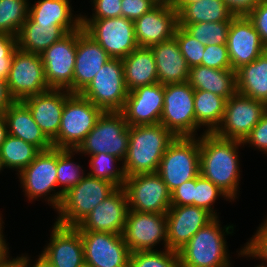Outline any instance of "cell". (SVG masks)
<instances>
[{"instance_id": "1", "label": "cell", "mask_w": 267, "mask_h": 267, "mask_svg": "<svg viewBox=\"0 0 267 267\" xmlns=\"http://www.w3.org/2000/svg\"><path fill=\"white\" fill-rule=\"evenodd\" d=\"M200 175L218 186L230 199L237 197L240 169L238 140L224 139L215 133L200 135Z\"/></svg>"}, {"instance_id": "2", "label": "cell", "mask_w": 267, "mask_h": 267, "mask_svg": "<svg viewBox=\"0 0 267 267\" xmlns=\"http://www.w3.org/2000/svg\"><path fill=\"white\" fill-rule=\"evenodd\" d=\"M175 136L161 123L129 126V145L122 162L126 176L156 173L161 158Z\"/></svg>"}, {"instance_id": "3", "label": "cell", "mask_w": 267, "mask_h": 267, "mask_svg": "<svg viewBox=\"0 0 267 267\" xmlns=\"http://www.w3.org/2000/svg\"><path fill=\"white\" fill-rule=\"evenodd\" d=\"M220 226L218 217H215L192 236L178 251L180 267L231 266L224 236L233 233L234 227L226 225L223 229Z\"/></svg>"}, {"instance_id": "4", "label": "cell", "mask_w": 267, "mask_h": 267, "mask_svg": "<svg viewBox=\"0 0 267 267\" xmlns=\"http://www.w3.org/2000/svg\"><path fill=\"white\" fill-rule=\"evenodd\" d=\"M116 189L114 184L87 173L75 186L63 194L57 209L59 216L55 222L64 226H77Z\"/></svg>"}, {"instance_id": "5", "label": "cell", "mask_w": 267, "mask_h": 267, "mask_svg": "<svg viewBox=\"0 0 267 267\" xmlns=\"http://www.w3.org/2000/svg\"><path fill=\"white\" fill-rule=\"evenodd\" d=\"M129 145V126L121 111H103L93 129L75 149L78 153H106L124 161Z\"/></svg>"}, {"instance_id": "6", "label": "cell", "mask_w": 267, "mask_h": 267, "mask_svg": "<svg viewBox=\"0 0 267 267\" xmlns=\"http://www.w3.org/2000/svg\"><path fill=\"white\" fill-rule=\"evenodd\" d=\"M103 110L80 93H71L65 100L54 148L76 149L93 129Z\"/></svg>"}, {"instance_id": "7", "label": "cell", "mask_w": 267, "mask_h": 267, "mask_svg": "<svg viewBox=\"0 0 267 267\" xmlns=\"http://www.w3.org/2000/svg\"><path fill=\"white\" fill-rule=\"evenodd\" d=\"M200 137H175L164 153L157 173L172 192L200 174Z\"/></svg>"}, {"instance_id": "8", "label": "cell", "mask_w": 267, "mask_h": 267, "mask_svg": "<svg viewBox=\"0 0 267 267\" xmlns=\"http://www.w3.org/2000/svg\"><path fill=\"white\" fill-rule=\"evenodd\" d=\"M194 92L189 82L164 85V106L160 122L175 137H195L197 129Z\"/></svg>"}, {"instance_id": "9", "label": "cell", "mask_w": 267, "mask_h": 267, "mask_svg": "<svg viewBox=\"0 0 267 267\" xmlns=\"http://www.w3.org/2000/svg\"><path fill=\"white\" fill-rule=\"evenodd\" d=\"M84 32L97 42L111 58L124 59L138 48L134 22L124 17L81 19Z\"/></svg>"}, {"instance_id": "10", "label": "cell", "mask_w": 267, "mask_h": 267, "mask_svg": "<svg viewBox=\"0 0 267 267\" xmlns=\"http://www.w3.org/2000/svg\"><path fill=\"white\" fill-rule=\"evenodd\" d=\"M128 93L122 59L111 58L80 94L103 111H121Z\"/></svg>"}, {"instance_id": "11", "label": "cell", "mask_w": 267, "mask_h": 267, "mask_svg": "<svg viewBox=\"0 0 267 267\" xmlns=\"http://www.w3.org/2000/svg\"><path fill=\"white\" fill-rule=\"evenodd\" d=\"M20 175V176H19ZM25 196L29 201L46 196L48 204L58 209L62 201L61 191L50 194L58 188L57 148L41 151L36 158L18 174ZM50 196H48L49 194ZM48 196V197H47Z\"/></svg>"}, {"instance_id": "12", "label": "cell", "mask_w": 267, "mask_h": 267, "mask_svg": "<svg viewBox=\"0 0 267 267\" xmlns=\"http://www.w3.org/2000/svg\"><path fill=\"white\" fill-rule=\"evenodd\" d=\"M6 83L9 95L14 101H22L50 90L40 54L17 48L13 54Z\"/></svg>"}, {"instance_id": "13", "label": "cell", "mask_w": 267, "mask_h": 267, "mask_svg": "<svg viewBox=\"0 0 267 267\" xmlns=\"http://www.w3.org/2000/svg\"><path fill=\"white\" fill-rule=\"evenodd\" d=\"M123 188L130 210L167 213L171 207V192L157 172L127 176Z\"/></svg>"}, {"instance_id": "14", "label": "cell", "mask_w": 267, "mask_h": 267, "mask_svg": "<svg viewBox=\"0 0 267 267\" xmlns=\"http://www.w3.org/2000/svg\"><path fill=\"white\" fill-rule=\"evenodd\" d=\"M266 112V103L236 92L226 101L222 123L214 133L243 142Z\"/></svg>"}, {"instance_id": "15", "label": "cell", "mask_w": 267, "mask_h": 267, "mask_svg": "<svg viewBox=\"0 0 267 267\" xmlns=\"http://www.w3.org/2000/svg\"><path fill=\"white\" fill-rule=\"evenodd\" d=\"M76 50L77 30L67 33L40 54L50 89H65L73 93Z\"/></svg>"}, {"instance_id": "16", "label": "cell", "mask_w": 267, "mask_h": 267, "mask_svg": "<svg viewBox=\"0 0 267 267\" xmlns=\"http://www.w3.org/2000/svg\"><path fill=\"white\" fill-rule=\"evenodd\" d=\"M122 236L131 253L155 251L156 244L163 240L164 249H168L166 213H147L129 209Z\"/></svg>"}, {"instance_id": "17", "label": "cell", "mask_w": 267, "mask_h": 267, "mask_svg": "<svg viewBox=\"0 0 267 267\" xmlns=\"http://www.w3.org/2000/svg\"><path fill=\"white\" fill-rule=\"evenodd\" d=\"M89 267H129L131 251L122 234L80 231Z\"/></svg>"}, {"instance_id": "18", "label": "cell", "mask_w": 267, "mask_h": 267, "mask_svg": "<svg viewBox=\"0 0 267 267\" xmlns=\"http://www.w3.org/2000/svg\"><path fill=\"white\" fill-rule=\"evenodd\" d=\"M227 49L232 70L257 59L267 47L246 15L234 16L227 34Z\"/></svg>"}, {"instance_id": "19", "label": "cell", "mask_w": 267, "mask_h": 267, "mask_svg": "<svg viewBox=\"0 0 267 267\" xmlns=\"http://www.w3.org/2000/svg\"><path fill=\"white\" fill-rule=\"evenodd\" d=\"M164 106V85L154 83L129 91L121 112L128 126L154 125L160 122Z\"/></svg>"}, {"instance_id": "20", "label": "cell", "mask_w": 267, "mask_h": 267, "mask_svg": "<svg viewBox=\"0 0 267 267\" xmlns=\"http://www.w3.org/2000/svg\"><path fill=\"white\" fill-rule=\"evenodd\" d=\"M128 210L125 190L123 187H118L75 227L79 231L122 234Z\"/></svg>"}, {"instance_id": "21", "label": "cell", "mask_w": 267, "mask_h": 267, "mask_svg": "<svg viewBox=\"0 0 267 267\" xmlns=\"http://www.w3.org/2000/svg\"><path fill=\"white\" fill-rule=\"evenodd\" d=\"M215 217L194 206H171L166 213L168 249L178 252L200 228Z\"/></svg>"}, {"instance_id": "22", "label": "cell", "mask_w": 267, "mask_h": 267, "mask_svg": "<svg viewBox=\"0 0 267 267\" xmlns=\"http://www.w3.org/2000/svg\"><path fill=\"white\" fill-rule=\"evenodd\" d=\"M50 242L41 254L53 267H81L85 264L80 231L75 226L54 223Z\"/></svg>"}, {"instance_id": "23", "label": "cell", "mask_w": 267, "mask_h": 267, "mask_svg": "<svg viewBox=\"0 0 267 267\" xmlns=\"http://www.w3.org/2000/svg\"><path fill=\"white\" fill-rule=\"evenodd\" d=\"M177 26V10L173 6L156 5L134 21L137 44L150 48L170 40Z\"/></svg>"}, {"instance_id": "24", "label": "cell", "mask_w": 267, "mask_h": 267, "mask_svg": "<svg viewBox=\"0 0 267 267\" xmlns=\"http://www.w3.org/2000/svg\"><path fill=\"white\" fill-rule=\"evenodd\" d=\"M110 59V55L84 32L82 26L77 29L73 93H81Z\"/></svg>"}, {"instance_id": "25", "label": "cell", "mask_w": 267, "mask_h": 267, "mask_svg": "<svg viewBox=\"0 0 267 267\" xmlns=\"http://www.w3.org/2000/svg\"><path fill=\"white\" fill-rule=\"evenodd\" d=\"M70 94L65 89H50L22 100L34 121L51 141L58 135L65 100Z\"/></svg>"}, {"instance_id": "26", "label": "cell", "mask_w": 267, "mask_h": 267, "mask_svg": "<svg viewBox=\"0 0 267 267\" xmlns=\"http://www.w3.org/2000/svg\"><path fill=\"white\" fill-rule=\"evenodd\" d=\"M3 114L9 135L36 146L40 151L53 148L52 141L34 121L30 110L22 101H14Z\"/></svg>"}, {"instance_id": "27", "label": "cell", "mask_w": 267, "mask_h": 267, "mask_svg": "<svg viewBox=\"0 0 267 267\" xmlns=\"http://www.w3.org/2000/svg\"><path fill=\"white\" fill-rule=\"evenodd\" d=\"M157 66L158 83H182L189 80L190 68L173 37L150 47Z\"/></svg>"}, {"instance_id": "28", "label": "cell", "mask_w": 267, "mask_h": 267, "mask_svg": "<svg viewBox=\"0 0 267 267\" xmlns=\"http://www.w3.org/2000/svg\"><path fill=\"white\" fill-rule=\"evenodd\" d=\"M72 11L70 0H38L29 7L28 16L36 24L59 26L67 34L81 27V14L73 16Z\"/></svg>"}, {"instance_id": "29", "label": "cell", "mask_w": 267, "mask_h": 267, "mask_svg": "<svg viewBox=\"0 0 267 267\" xmlns=\"http://www.w3.org/2000/svg\"><path fill=\"white\" fill-rule=\"evenodd\" d=\"M190 86L194 90H204L228 100L237 92L236 71L214 69L203 65L190 68Z\"/></svg>"}, {"instance_id": "30", "label": "cell", "mask_w": 267, "mask_h": 267, "mask_svg": "<svg viewBox=\"0 0 267 267\" xmlns=\"http://www.w3.org/2000/svg\"><path fill=\"white\" fill-rule=\"evenodd\" d=\"M128 91L158 83L157 66L151 48L138 47L122 59Z\"/></svg>"}, {"instance_id": "31", "label": "cell", "mask_w": 267, "mask_h": 267, "mask_svg": "<svg viewBox=\"0 0 267 267\" xmlns=\"http://www.w3.org/2000/svg\"><path fill=\"white\" fill-rule=\"evenodd\" d=\"M178 24L231 21L235 16L224 0H199L192 3H173Z\"/></svg>"}, {"instance_id": "32", "label": "cell", "mask_w": 267, "mask_h": 267, "mask_svg": "<svg viewBox=\"0 0 267 267\" xmlns=\"http://www.w3.org/2000/svg\"><path fill=\"white\" fill-rule=\"evenodd\" d=\"M237 92L267 104V50L236 70Z\"/></svg>"}, {"instance_id": "33", "label": "cell", "mask_w": 267, "mask_h": 267, "mask_svg": "<svg viewBox=\"0 0 267 267\" xmlns=\"http://www.w3.org/2000/svg\"><path fill=\"white\" fill-rule=\"evenodd\" d=\"M65 35L66 33L59 26L36 24L28 16L16 36L17 48L29 53L41 54Z\"/></svg>"}, {"instance_id": "34", "label": "cell", "mask_w": 267, "mask_h": 267, "mask_svg": "<svg viewBox=\"0 0 267 267\" xmlns=\"http://www.w3.org/2000/svg\"><path fill=\"white\" fill-rule=\"evenodd\" d=\"M226 99L204 90L194 92V110L196 124L206 126L204 132L214 133L221 125L226 106Z\"/></svg>"}, {"instance_id": "35", "label": "cell", "mask_w": 267, "mask_h": 267, "mask_svg": "<svg viewBox=\"0 0 267 267\" xmlns=\"http://www.w3.org/2000/svg\"><path fill=\"white\" fill-rule=\"evenodd\" d=\"M41 151L20 138L7 135L0 147V155L5 168L16 169L20 173Z\"/></svg>"}, {"instance_id": "36", "label": "cell", "mask_w": 267, "mask_h": 267, "mask_svg": "<svg viewBox=\"0 0 267 267\" xmlns=\"http://www.w3.org/2000/svg\"><path fill=\"white\" fill-rule=\"evenodd\" d=\"M28 0H0V33L17 36L29 13Z\"/></svg>"}, {"instance_id": "37", "label": "cell", "mask_w": 267, "mask_h": 267, "mask_svg": "<svg viewBox=\"0 0 267 267\" xmlns=\"http://www.w3.org/2000/svg\"><path fill=\"white\" fill-rule=\"evenodd\" d=\"M116 161L122 160L106 153L90 155L89 165L91 167V172L88 174L92 177L106 180L114 184L117 188L123 187L127 176L123 166L119 168L114 166V164L117 165Z\"/></svg>"}, {"instance_id": "38", "label": "cell", "mask_w": 267, "mask_h": 267, "mask_svg": "<svg viewBox=\"0 0 267 267\" xmlns=\"http://www.w3.org/2000/svg\"><path fill=\"white\" fill-rule=\"evenodd\" d=\"M74 153L77 154L75 149L57 148V182L58 187L62 186V196L85 176L82 167L72 160Z\"/></svg>"}, {"instance_id": "39", "label": "cell", "mask_w": 267, "mask_h": 267, "mask_svg": "<svg viewBox=\"0 0 267 267\" xmlns=\"http://www.w3.org/2000/svg\"><path fill=\"white\" fill-rule=\"evenodd\" d=\"M231 21L178 24L202 45H226Z\"/></svg>"}, {"instance_id": "40", "label": "cell", "mask_w": 267, "mask_h": 267, "mask_svg": "<svg viewBox=\"0 0 267 267\" xmlns=\"http://www.w3.org/2000/svg\"><path fill=\"white\" fill-rule=\"evenodd\" d=\"M163 250L132 252L129 267H180L178 252Z\"/></svg>"}, {"instance_id": "41", "label": "cell", "mask_w": 267, "mask_h": 267, "mask_svg": "<svg viewBox=\"0 0 267 267\" xmlns=\"http://www.w3.org/2000/svg\"><path fill=\"white\" fill-rule=\"evenodd\" d=\"M219 196L225 197V200H230L227 195L210 180L205 179L200 174L195 178L194 206L203 208L214 217H218L213 206Z\"/></svg>"}, {"instance_id": "42", "label": "cell", "mask_w": 267, "mask_h": 267, "mask_svg": "<svg viewBox=\"0 0 267 267\" xmlns=\"http://www.w3.org/2000/svg\"><path fill=\"white\" fill-rule=\"evenodd\" d=\"M174 38L178 42L180 52L185 58L188 67L201 65L206 46L202 45L179 25L175 29Z\"/></svg>"}, {"instance_id": "43", "label": "cell", "mask_w": 267, "mask_h": 267, "mask_svg": "<svg viewBox=\"0 0 267 267\" xmlns=\"http://www.w3.org/2000/svg\"><path fill=\"white\" fill-rule=\"evenodd\" d=\"M239 256L244 255L247 257L262 259L267 263V219L264 220L258 229L255 235L249 240V242L244 245L239 252Z\"/></svg>"}, {"instance_id": "44", "label": "cell", "mask_w": 267, "mask_h": 267, "mask_svg": "<svg viewBox=\"0 0 267 267\" xmlns=\"http://www.w3.org/2000/svg\"><path fill=\"white\" fill-rule=\"evenodd\" d=\"M201 65L214 69L232 70L227 45H207Z\"/></svg>"}, {"instance_id": "45", "label": "cell", "mask_w": 267, "mask_h": 267, "mask_svg": "<svg viewBox=\"0 0 267 267\" xmlns=\"http://www.w3.org/2000/svg\"><path fill=\"white\" fill-rule=\"evenodd\" d=\"M122 0H93L92 6L95 13H92V17L81 15V19H105L115 18L122 16L121 8Z\"/></svg>"}, {"instance_id": "46", "label": "cell", "mask_w": 267, "mask_h": 267, "mask_svg": "<svg viewBox=\"0 0 267 267\" xmlns=\"http://www.w3.org/2000/svg\"><path fill=\"white\" fill-rule=\"evenodd\" d=\"M246 16L267 47V0H261Z\"/></svg>"}, {"instance_id": "47", "label": "cell", "mask_w": 267, "mask_h": 267, "mask_svg": "<svg viewBox=\"0 0 267 267\" xmlns=\"http://www.w3.org/2000/svg\"><path fill=\"white\" fill-rule=\"evenodd\" d=\"M156 5L152 0H122V17L134 22Z\"/></svg>"}, {"instance_id": "48", "label": "cell", "mask_w": 267, "mask_h": 267, "mask_svg": "<svg viewBox=\"0 0 267 267\" xmlns=\"http://www.w3.org/2000/svg\"><path fill=\"white\" fill-rule=\"evenodd\" d=\"M242 143L249 144L251 147L254 146L267 154V112Z\"/></svg>"}, {"instance_id": "49", "label": "cell", "mask_w": 267, "mask_h": 267, "mask_svg": "<svg viewBox=\"0 0 267 267\" xmlns=\"http://www.w3.org/2000/svg\"><path fill=\"white\" fill-rule=\"evenodd\" d=\"M195 178L184 182L171 192V206L194 205Z\"/></svg>"}, {"instance_id": "50", "label": "cell", "mask_w": 267, "mask_h": 267, "mask_svg": "<svg viewBox=\"0 0 267 267\" xmlns=\"http://www.w3.org/2000/svg\"><path fill=\"white\" fill-rule=\"evenodd\" d=\"M17 49V37L0 33V60H12Z\"/></svg>"}, {"instance_id": "51", "label": "cell", "mask_w": 267, "mask_h": 267, "mask_svg": "<svg viewBox=\"0 0 267 267\" xmlns=\"http://www.w3.org/2000/svg\"><path fill=\"white\" fill-rule=\"evenodd\" d=\"M261 0H224L228 9L235 15H247Z\"/></svg>"}, {"instance_id": "52", "label": "cell", "mask_w": 267, "mask_h": 267, "mask_svg": "<svg viewBox=\"0 0 267 267\" xmlns=\"http://www.w3.org/2000/svg\"><path fill=\"white\" fill-rule=\"evenodd\" d=\"M14 102L10 97L7 83L5 80L0 79V114L4 113L5 110Z\"/></svg>"}, {"instance_id": "53", "label": "cell", "mask_w": 267, "mask_h": 267, "mask_svg": "<svg viewBox=\"0 0 267 267\" xmlns=\"http://www.w3.org/2000/svg\"><path fill=\"white\" fill-rule=\"evenodd\" d=\"M2 216H0V264L5 261L9 256V248H8V244L6 243V240L4 239V235H3V218H1Z\"/></svg>"}, {"instance_id": "54", "label": "cell", "mask_w": 267, "mask_h": 267, "mask_svg": "<svg viewBox=\"0 0 267 267\" xmlns=\"http://www.w3.org/2000/svg\"><path fill=\"white\" fill-rule=\"evenodd\" d=\"M29 257L23 255V267H31ZM32 267H53V265L45 258L43 254L38 256L36 263L33 264Z\"/></svg>"}, {"instance_id": "55", "label": "cell", "mask_w": 267, "mask_h": 267, "mask_svg": "<svg viewBox=\"0 0 267 267\" xmlns=\"http://www.w3.org/2000/svg\"><path fill=\"white\" fill-rule=\"evenodd\" d=\"M12 60H0V79L7 80Z\"/></svg>"}, {"instance_id": "56", "label": "cell", "mask_w": 267, "mask_h": 267, "mask_svg": "<svg viewBox=\"0 0 267 267\" xmlns=\"http://www.w3.org/2000/svg\"><path fill=\"white\" fill-rule=\"evenodd\" d=\"M0 267H23V255L21 257L17 256V258L12 260L8 257L0 264Z\"/></svg>"}, {"instance_id": "57", "label": "cell", "mask_w": 267, "mask_h": 267, "mask_svg": "<svg viewBox=\"0 0 267 267\" xmlns=\"http://www.w3.org/2000/svg\"><path fill=\"white\" fill-rule=\"evenodd\" d=\"M8 135L7 123L3 113L0 114V147Z\"/></svg>"}, {"instance_id": "58", "label": "cell", "mask_w": 267, "mask_h": 267, "mask_svg": "<svg viewBox=\"0 0 267 267\" xmlns=\"http://www.w3.org/2000/svg\"><path fill=\"white\" fill-rule=\"evenodd\" d=\"M157 5L173 6V0H152Z\"/></svg>"}, {"instance_id": "59", "label": "cell", "mask_w": 267, "mask_h": 267, "mask_svg": "<svg viewBox=\"0 0 267 267\" xmlns=\"http://www.w3.org/2000/svg\"><path fill=\"white\" fill-rule=\"evenodd\" d=\"M197 1L199 0H174L173 3H192Z\"/></svg>"}, {"instance_id": "60", "label": "cell", "mask_w": 267, "mask_h": 267, "mask_svg": "<svg viewBox=\"0 0 267 267\" xmlns=\"http://www.w3.org/2000/svg\"><path fill=\"white\" fill-rule=\"evenodd\" d=\"M3 168H5V167H4V165H3L2 157H1V155H0V172H1V170H3Z\"/></svg>"}, {"instance_id": "61", "label": "cell", "mask_w": 267, "mask_h": 267, "mask_svg": "<svg viewBox=\"0 0 267 267\" xmlns=\"http://www.w3.org/2000/svg\"><path fill=\"white\" fill-rule=\"evenodd\" d=\"M256 267H267V265H264V263H262V265H258Z\"/></svg>"}, {"instance_id": "62", "label": "cell", "mask_w": 267, "mask_h": 267, "mask_svg": "<svg viewBox=\"0 0 267 267\" xmlns=\"http://www.w3.org/2000/svg\"><path fill=\"white\" fill-rule=\"evenodd\" d=\"M81 267H89L87 264L82 265Z\"/></svg>"}]
</instances>
